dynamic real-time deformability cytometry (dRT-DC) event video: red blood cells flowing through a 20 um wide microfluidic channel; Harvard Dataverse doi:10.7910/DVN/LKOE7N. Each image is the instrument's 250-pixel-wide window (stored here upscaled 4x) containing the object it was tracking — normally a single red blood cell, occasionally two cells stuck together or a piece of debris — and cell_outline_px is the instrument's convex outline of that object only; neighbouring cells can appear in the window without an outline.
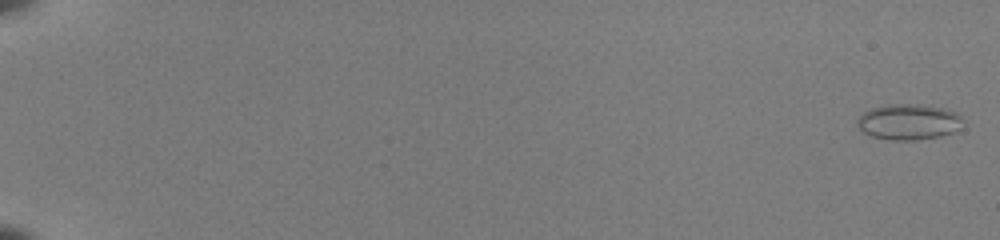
{"species": "common noctule bat (a hibernating species)", "species_latin": "Nyctalus noctula", "temperature_condition": "room temperature", "stored_images_in_passage": 10, "camera_frame_rate_fps": 3000, "um_per_image_px": 0.085, "animal": {"sex": "female", "body_mass_g": 22.0, "forearm_length_mm": 56.7}, "frame": {"image": 1, "passage_image": 1, "time_ms": 0.0, "image_size_px": [1000, 240], "cell_outline_px": [[964, 128], [940, 136], [916, 140], [888, 140], [872, 136], [864, 132], [856, 124], [856, 120], [864, 112], [872, 108], [888, 104], [920, 104], [948, 108], [956, 112], [964, 120]], "centroid_in_image_um": [77.29, 10.35], "position_along_channel_um": 7.7, "area_um2": 22.37}}